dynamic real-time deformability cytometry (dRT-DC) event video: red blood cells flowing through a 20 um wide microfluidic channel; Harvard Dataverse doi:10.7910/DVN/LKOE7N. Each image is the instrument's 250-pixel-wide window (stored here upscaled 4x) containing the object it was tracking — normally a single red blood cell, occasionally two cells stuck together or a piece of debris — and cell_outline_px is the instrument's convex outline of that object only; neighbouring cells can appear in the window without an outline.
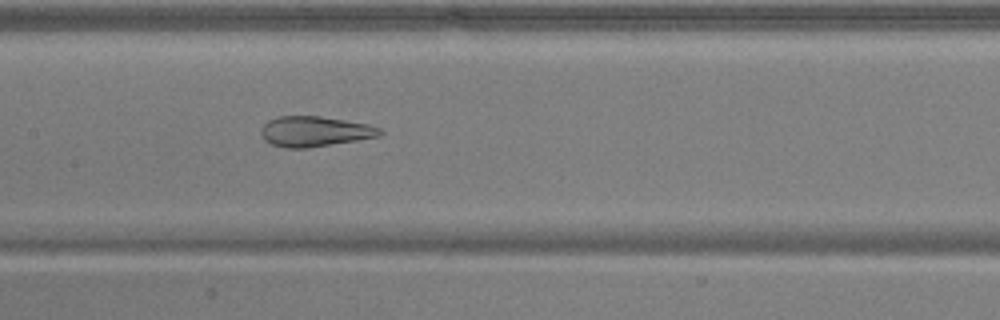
{"species": "common noctule bat (a hibernating species)", "species_latin": "Nyctalus noctula", "temperature_condition": "warm", "stored_images_in_passage": 47, "camera_frame_rate_fps": 3000, "um_per_image_px": 0.085, "animal": {"sex": "male", "body_mass_g": 17.9, "forearm_length_mm": 54.2}, "frame": {"image": 1, "passage_image": 25, "time_ms": 8.0, "image_size_px": [1000, 320], "cell_outline_px": [[384, 132], [380, 136], [308, 148], [284, 148], [272, 144], [264, 140], [260, 132], [260, 128], [268, 120], [280, 116], [320, 116], [368, 124], [380, 128]], "centroid_in_image_um": [26.73, 11.17], "position_along_channel_um": 180.7, "area_um2": 20.98}}
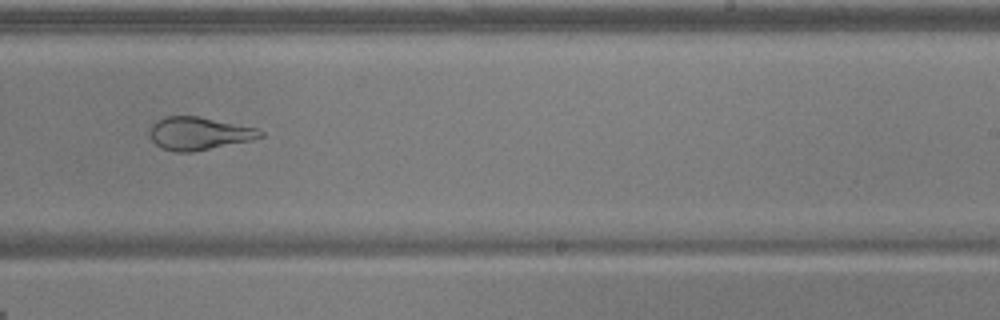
{"frame": {"image": 2, "passage_image": 32, "time_ms": 10.333, "image_size_px": [1000, 320], "cell_outline_px": [[264, 136], [252, 140], [192, 152], [176, 152], [160, 148], [152, 140], [152, 124], [156, 120], [164, 116], [196, 116], [256, 128], [264, 132]], "centroid_in_image_um": [16.91, 11.35], "position_along_channel_um": 272.1, "area_um2": 20.92}}
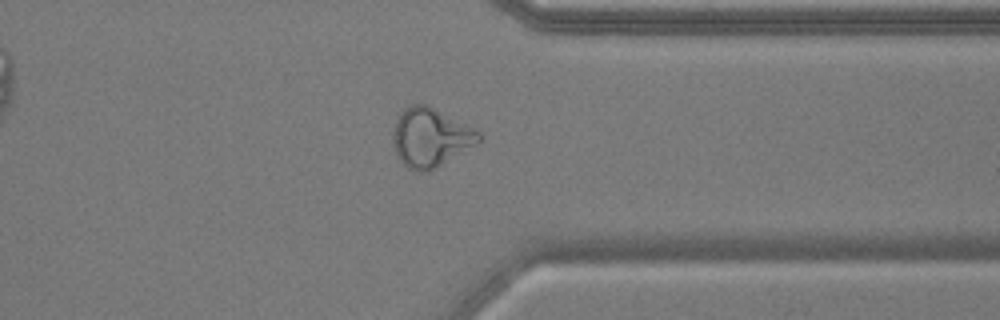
{"frame": {"image": 3, "passage_image": 40, "time_ms": 13.0, "image_size_px": [1000, 320], "cell_outline_px": [[480, 140], [476, 144], [436, 168], [428, 172], [420, 172], [408, 168], [400, 160], [396, 152], [392, 136], [396, 120], [400, 112], [408, 104], [428, 104], [480, 132]], "centroid_in_image_um": [36.56, 11.67], "position_along_channel_um": 374.8, "area_um2": 29.19}, "authors_computed_cell_mechanics": {"area_um2": 27.455, "velocity_mm_per_s": 3.9356, "shape_relaxation_time_tau1_ms": null, "shape_relaxation_time_tau2_ms": 1.2859, "deformation_change_tau1": null, "deformation_change_tau2": 0.0662}}